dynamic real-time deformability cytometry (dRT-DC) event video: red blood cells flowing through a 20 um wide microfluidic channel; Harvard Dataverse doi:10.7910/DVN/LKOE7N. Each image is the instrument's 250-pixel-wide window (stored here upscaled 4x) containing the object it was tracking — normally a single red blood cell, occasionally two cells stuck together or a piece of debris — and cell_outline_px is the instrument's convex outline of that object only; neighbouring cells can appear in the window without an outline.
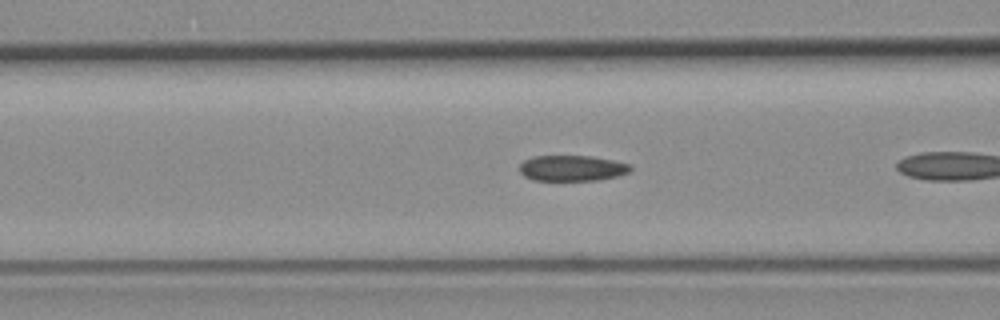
{"species": "common noctule bat (a hibernating species)", "species_latin": "Nyctalus noctula", "temperature_condition": "room temperature", "stored_images_in_passage": 8, "camera_frame_rate_fps": 3000, "um_per_image_px": 0.085, "animal": {"sex": "female", "body_mass_g": 19.3, "forearm_length_mm": 54.1}, "frame": {"image": 1, "passage_image": 4, "time_ms": 1.0, "image_size_px": [1000, 320], "cell_outline_px": [[632, 168], [628, 172], [616, 176], [600, 180], [532, 180], [524, 176], [520, 172], [520, 164], [524, 160], [536, 156], [588, 156], [612, 160], [632, 164]], "centroid_in_image_um": [48.62, 14.3], "position_along_channel_um": 118.0, "area_um2": 16.53}}
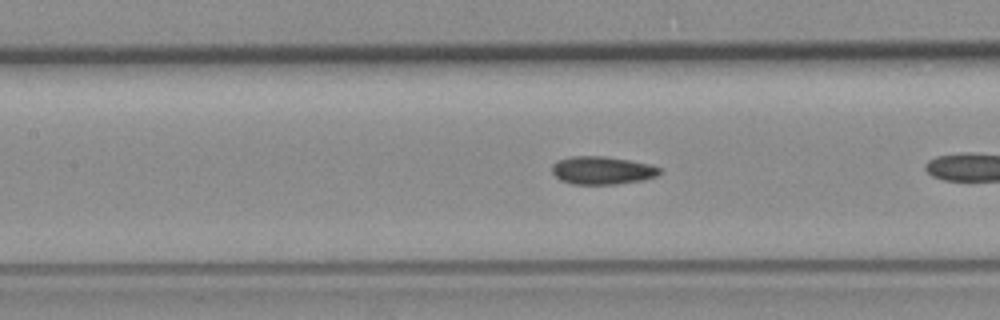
{"frame": {"image": 2, "passage_image": 7, "time_ms": 2.0, "image_size_px": [1000, 320], "cell_outline_px": [[660, 172], [656, 176], [644, 180], [616, 184], [572, 184], [560, 180], [552, 172], [552, 164], [556, 160], [572, 156], [604, 156], [628, 160], [648, 164], [660, 168]], "centroid_in_image_um": [51.14, 14.48], "position_along_channel_um": 156.3, "area_um2": 17.51}}